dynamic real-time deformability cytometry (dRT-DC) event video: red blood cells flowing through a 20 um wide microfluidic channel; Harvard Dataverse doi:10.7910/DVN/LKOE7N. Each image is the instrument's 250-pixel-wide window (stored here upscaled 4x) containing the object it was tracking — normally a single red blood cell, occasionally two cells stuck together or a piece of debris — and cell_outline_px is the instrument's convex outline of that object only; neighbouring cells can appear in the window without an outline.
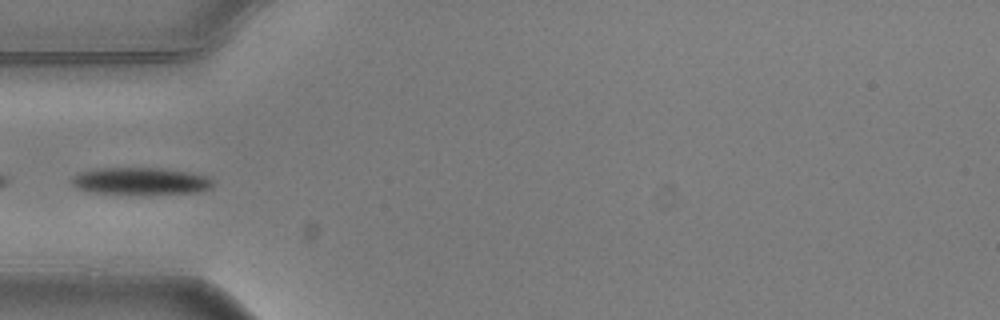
{"species": "common noctule bat (a hibernating species)", "species_latin": "Nyctalus noctula", "temperature_condition": "warm", "stored_images_in_passage": 4, "camera_frame_rate_fps": 3000, "um_per_image_px": 0.085, "animal": {"sex": "male", "body_mass_g": 20.5, "forearm_length_mm": 52.5}, "frame": {"image": 1, "passage_image": 4, "time_ms": 1.0, "image_size_px": [1000, 320], "cell_outline_px": [[212, 188], [196, 192], [148, 196], [96, 192], [76, 188], [72, 184], [72, 180], [80, 172], [96, 168], [160, 168], [192, 172], [208, 176], [212, 180]], "centroid_in_image_um": [12.02, 15.42], "position_along_channel_um": 73.0, "area_um2": 22.89}}